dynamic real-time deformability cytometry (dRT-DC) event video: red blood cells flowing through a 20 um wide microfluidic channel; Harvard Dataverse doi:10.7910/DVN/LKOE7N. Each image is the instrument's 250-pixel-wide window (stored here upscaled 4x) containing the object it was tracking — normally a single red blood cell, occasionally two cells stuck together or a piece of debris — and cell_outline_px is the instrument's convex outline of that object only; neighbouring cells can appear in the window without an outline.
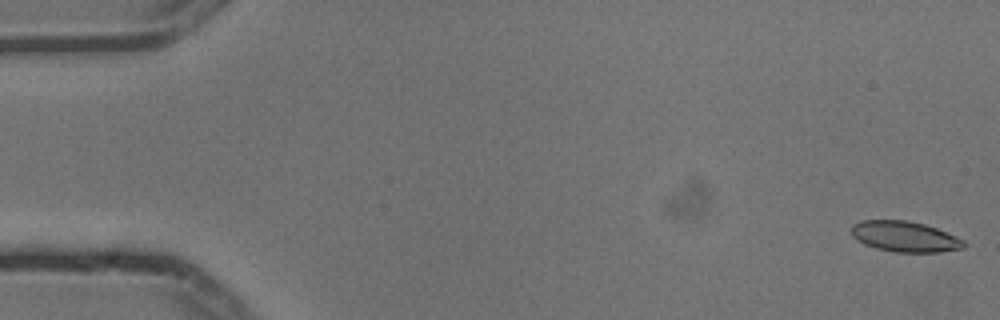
{"species": "common noctule bat (a hibernating species)", "species_latin": "Nyctalus noctula", "temperature_condition": "cold", "stored_images_in_passage": 6, "camera_frame_rate_fps": 3000, "um_per_image_px": 0.085, "animal": {"sex": "male", "body_mass_g": 13.3}, "frame": {"image": 1, "passage_image": 1, "time_ms": 0.0, "image_size_px": [1000, 320], "cell_outline_px": [[964, 248], [940, 252], [896, 252], [876, 248], [864, 244], [856, 240], [852, 236], [852, 224], [860, 220], [908, 220], [924, 224], [936, 228], [964, 240]], "centroid_in_image_um": [76.87, 20.1], "position_along_channel_um": 8.1, "area_um2": 20.06}}
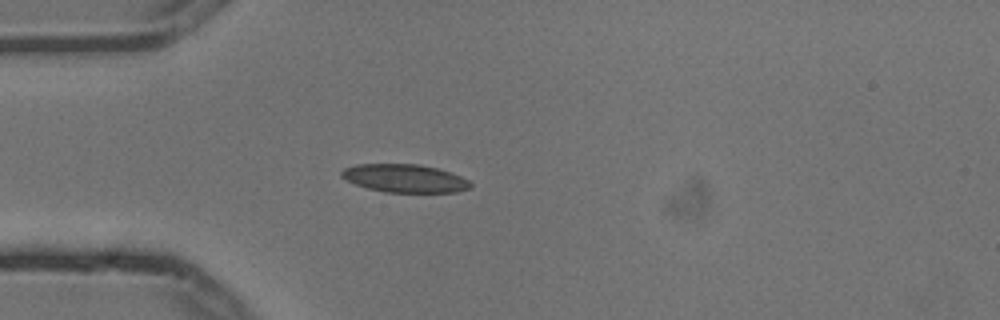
{"frame": {"image": 2, "passage_image": 5, "time_ms": 1.333, "image_size_px": [1000, 320], "cell_outline_px": [[472, 184], [468, 188], [456, 192], [384, 192], [368, 188], [356, 184], [340, 176], [340, 172], [344, 168], [356, 164], [420, 164], [436, 168], [460, 176], [468, 180]], "centroid_in_image_um": [34.37, 15.15], "position_along_channel_um": 50.6, "area_um2": 20.92}}